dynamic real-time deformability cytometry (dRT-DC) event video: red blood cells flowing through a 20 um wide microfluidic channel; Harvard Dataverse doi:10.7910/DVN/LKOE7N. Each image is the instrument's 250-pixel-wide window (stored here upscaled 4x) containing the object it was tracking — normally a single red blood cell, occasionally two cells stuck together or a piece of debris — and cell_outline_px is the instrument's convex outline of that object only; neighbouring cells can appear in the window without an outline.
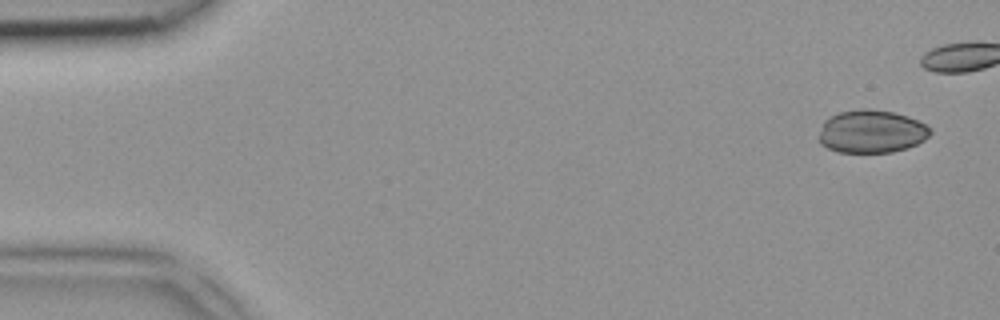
{"species": "common noctule bat (a hibernating species)", "species_latin": "Nyctalus noctula", "temperature_condition": "room temperature", "stored_images_in_passage": 5, "camera_frame_rate_fps": 3000, "um_per_image_px": 0.085, "animal": {"sex": "female", "body_mass_g": 18.4}, "frame": {"image": 1, "passage_image": 1, "time_ms": 0.0, "image_size_px": [1000, 320], "cell_outline_px": [[932, 132], [924, 140], [908, 148], [892, 152], [836, 152], [820, 144], [820, 132], [824, 120], [828, 116], [840, 112], [864, 108], [868, 108], [892, 112], [908, 116], [932, 128]], "centroid_in_image_um": [74.08, 11.18], "position_along_channel_um": 10.9, "area_um2": 27.92}}
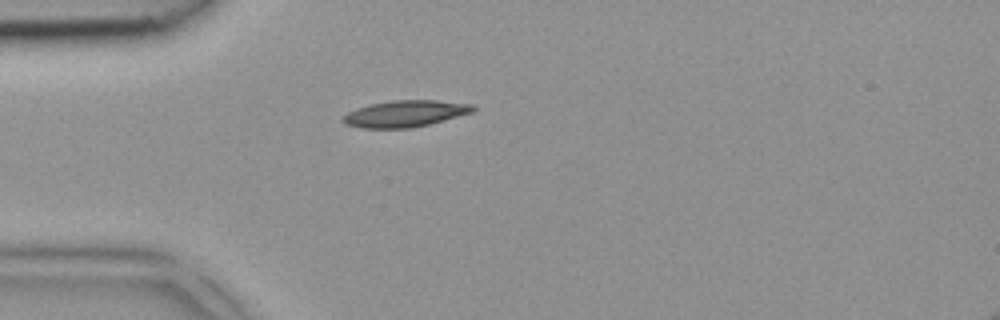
{"frame": {"image": 2, "passage_image": 5, "time_ms": 1.333, "image_size_px": [1000, 320], "cell_outline_px": [[476, 108], [472, 112], [428, 124], [412, 128], [364, 128], [344, 124], [344, 116], [348, 112], [372, 104], [392, 100], [436, 100], [472, 104]], "centroid_in_image_um": [34.46, 9.66], "position_along_channel_um": 50.5, "area_um2": 19.71}}